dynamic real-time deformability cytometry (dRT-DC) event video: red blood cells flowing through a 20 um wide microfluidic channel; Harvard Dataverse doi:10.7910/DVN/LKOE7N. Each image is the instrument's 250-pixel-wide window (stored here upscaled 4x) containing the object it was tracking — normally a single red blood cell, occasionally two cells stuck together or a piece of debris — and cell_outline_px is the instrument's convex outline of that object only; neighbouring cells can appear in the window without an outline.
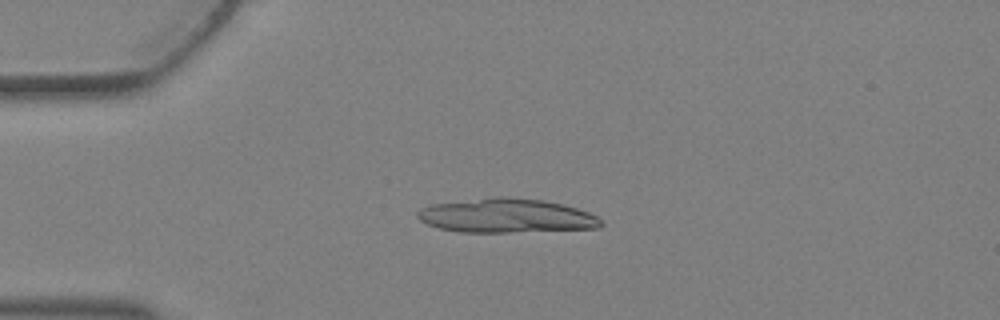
{"species": "Egyptian fruit bat (a non-hibernating species)", "species_latin": "Rousettus aegyptiacus", "temperature_condition": "warm", "stored_images_in_passage": 4, "camera_frame_rate_fps": 3000, "um_per_image_px": 0.085, "animal": {"sex": "female"}, "frame": {"image": 1, "passage_image": 3, "time_ms": 0.667, "image_size_px": [1000, 320], "cell_outline_px": [[604, 224], [600, 228], [508, 232], [460, 232], [440, 228], [428, 224], [420, 220], [416, 216], [416, 212], [420, 208], [432, 204], [500, 196], [544, 200], [564, 204], [588, 212], [596, 216]], "centroid_in_image_um": [43.04, 18.34], "position_along_channel_um": 42.0, "area_um2": 36.36}}